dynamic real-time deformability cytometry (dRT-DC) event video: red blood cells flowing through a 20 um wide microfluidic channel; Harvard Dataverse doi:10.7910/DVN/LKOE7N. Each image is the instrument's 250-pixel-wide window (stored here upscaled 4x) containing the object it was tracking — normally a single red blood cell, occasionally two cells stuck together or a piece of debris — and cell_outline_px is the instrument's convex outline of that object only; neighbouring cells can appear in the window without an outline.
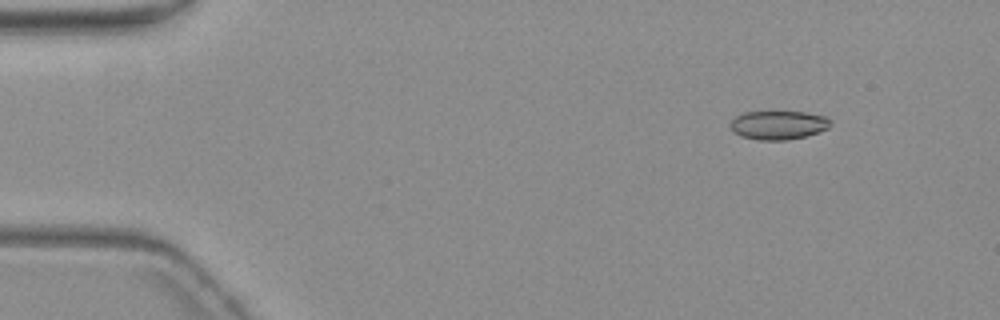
{"species": "common noctule bat (a hibernating species)", "species_latin": "Nyctalus noctula", "temperature_condition": "warm", "stored_images_in_passage": 4, "camera_frame_rate_fps": 3000, "um_per_image_px": 0.085, "animal": {"sex": "female", "body_mass_g": 19.3, "forearm_length_mm": 54.1}, "frame": {"image": 1, "passage_image": 1, "time_ms": 0.0, "image_size_px": [1000, 320], "cell_outline_px": [[832, 124], [828, 128], [804, 136], [788, 140], [756, 140], [740, 136], [732, 132], [728, 124], [736, 116], [744, 112], [804, 112], [824, 116], [832, 120]], "centroid_in_image_um": [66.11, 10.63], "position_along_channel_um": 18.9, "area_um2": 16.88}}
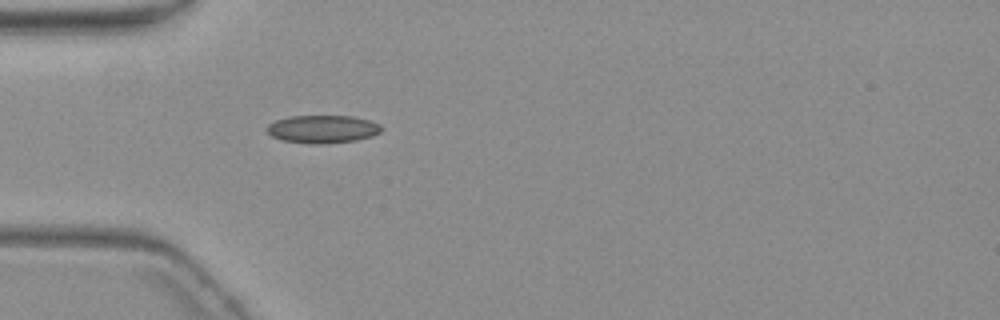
{"frame": {"image": 2, "passage_image": 4, "time_ms": 3.667, "image_size_px": [1000, 320], "cell_outline_px": [[380, 132], [372, 136], [356, 140], [324, 144], [308, 144], [280, 140], [272, 136], [264, 128], [268, 124], [276, 120], [288, 116], [352, 116], [368, 120], [380, 124]], "centroid_in_image_um": [27.37, 10.98], "position_along_channel_um": 57.6, "area_um2": 18.73}}